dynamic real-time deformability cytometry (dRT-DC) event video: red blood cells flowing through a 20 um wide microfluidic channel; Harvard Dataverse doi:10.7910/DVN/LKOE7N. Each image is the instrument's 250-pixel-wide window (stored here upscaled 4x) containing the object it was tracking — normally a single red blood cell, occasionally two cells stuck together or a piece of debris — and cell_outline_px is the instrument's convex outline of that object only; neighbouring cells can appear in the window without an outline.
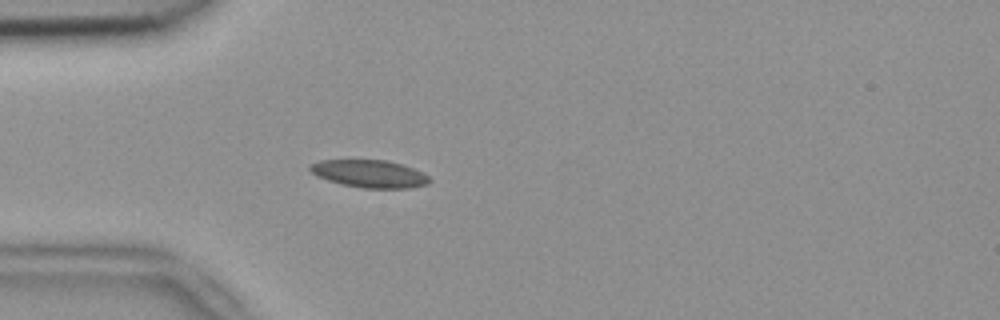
{"species": "common noctule bat (a hibernating species)", "species_latin": "Nyctalus noctula", "temperature_condition": "room temperature", "stored_images_in_passage": 53, "camera_frame_rate_fps": 3000, "um_per_image_px": 0.085, "animal": {"sex": "female", "body_mass_g": 18.4}, "frame": {"image": 1, "passage_image": 15, "time_ms": 4.667, "image_size_px": [1000, 320], "cell_outline_px": [[432, 180], [428, 184], [408, 188], [364, 188], [344, 184], [328, 180], [316, 176], [308, 168], [308, 164], [320, 160], [388, 160], [412, 168], [428, 176]], "centroid_in_image_um": [31.38, 14.76], "position_along_channel_um": 53.6, "area_um2": 19.07}}
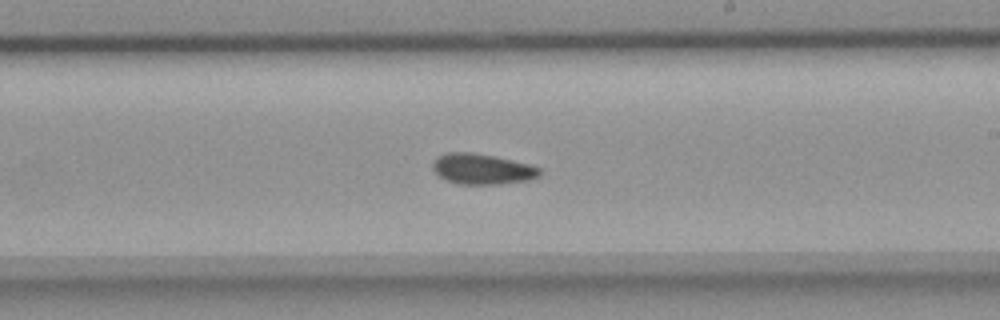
{"frame": {"image": 2, "passage_image": 31, "time_ms": 10.0, "image_size_px": [1000, 320], "cell_outline_px": [[544, 172], [540, 176], [528, 180], [500, 184], [456, 184], [444, 180], [432, 168], [432, 164], [436, 156], [448, 152], [472, 152], [512, 160], [528, 164], [540, 168]], "centroid_in_image_um": [40.97, 14.37], "position_along_channel_um": 248.0, "area_um2": 19.19}}
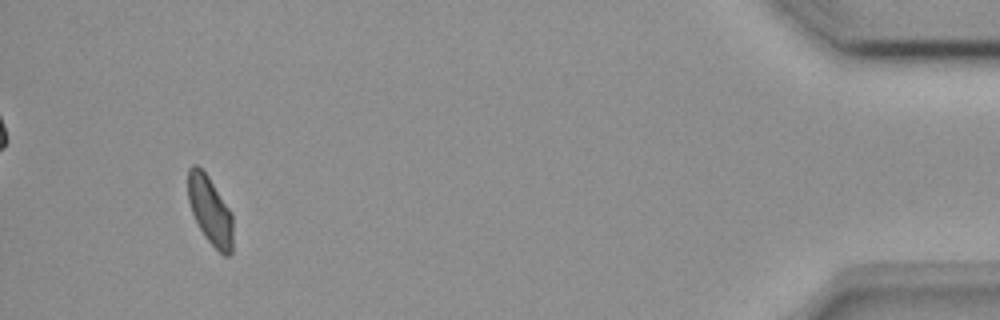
{"frame": {"image": 3, "passage_image": 50, "time_ms": 16.333, "image_size_px": [1000, 320], "cell_outline_px": [[232, 252], [228, 256], [224, 256], [204, 236], [192, 212], [188, 200], [188, 168], [192, 164], [196, 164], [208, 176], [228, 208], [232, 216]], "centroid_in_image_um": [17.84, 17.89], "position_along_channel_um": 417.4, "area_um2": 17.51}, "authors_computed_cell_mechanics": {"area_um2": 18.6116, "velocity_mm_per_s": 3.7916, "shape_relaxation_time_tau1_ms": null, "shape_relaxation_time_tau2_ms": 3.9211, "deformation_change_tau1": null, "deformation_change_tau2": 0.0786}}